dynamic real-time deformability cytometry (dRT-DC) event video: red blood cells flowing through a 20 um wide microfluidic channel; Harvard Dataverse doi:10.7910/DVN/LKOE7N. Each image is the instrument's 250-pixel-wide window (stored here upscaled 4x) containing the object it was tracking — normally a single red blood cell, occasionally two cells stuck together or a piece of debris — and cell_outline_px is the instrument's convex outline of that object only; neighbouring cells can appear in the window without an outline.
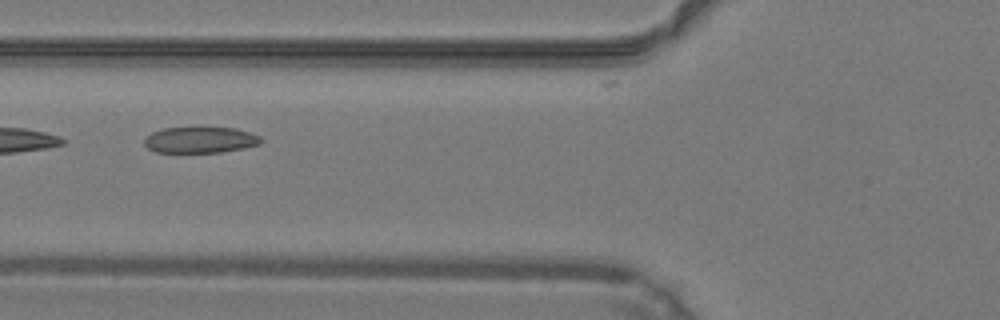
{"species": "common noctule bat (a hibernating species)", "species_latin": "Nyctalus noctula", "temperature_condition": "warm", "stored_images_in_passage": 4, "camera_frame_rate_fps": 3000, "um_per_image_px": 0.085, "animal": {"sex": "male", "body_mass_g": 19.2, "forearm_length_mm": 51.8}, "frame": {"image": 1, "passage_image": 2, "time_ms": 0.333, "image_size_px": [1000, 320], "cell_outline_px": [[264, 140], [260, 144], [244, 148], [220, 152], [156, 152], [148, 148], [144, 144], [144, 140], [152, 132], [164, 128], [196, 124], [236, 128], [260, 136]], "centroid_in_image_um": [17.04, 11.83], "position_along_channel_um": 108.8, "area_um2": 18.61}}